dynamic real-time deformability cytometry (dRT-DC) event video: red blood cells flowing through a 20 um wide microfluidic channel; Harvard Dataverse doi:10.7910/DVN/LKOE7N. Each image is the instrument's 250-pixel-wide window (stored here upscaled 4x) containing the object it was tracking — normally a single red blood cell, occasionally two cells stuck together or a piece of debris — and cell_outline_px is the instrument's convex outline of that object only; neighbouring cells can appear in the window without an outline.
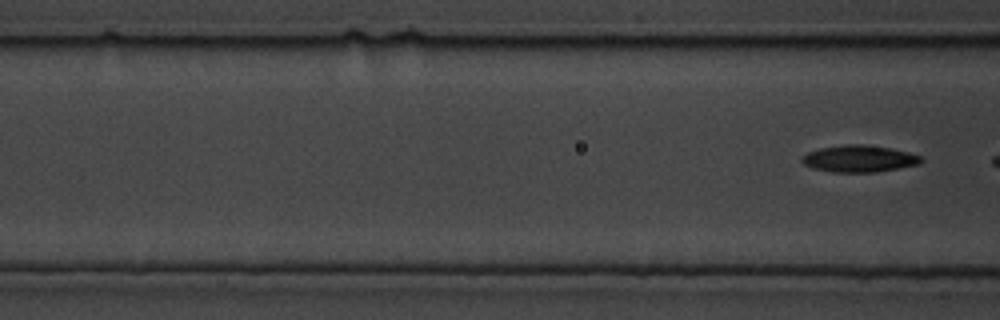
{"species": "common noctule bat (a hibernating species)", "species_latin": "Nyctalus noctula", "temperature_condition": "cold", "stored_images_in_passage": 9, "segment_of_instrument_passage": [2, 2], "camera_frame_rate_fps": 3000, "um_per_image_px": 0.085, "animal": {"sex": "male", "body_mass_g": 19.5, "forearm_length_mm": 54.6}, "frame": {"image": 1, "passage_image": 9, "time_ms": 2.667, "image_size_px": [1000, 320], "cell_outline_px": [[924, 160], [920, 164], [876, 172], [832, 172], [816, 168], [804, 164], [800, 160], [800, 156], [808, 152], [820, 148], [848, 144], [864, 144], [888, 148], [908, 152], [920, 156]], "centroid_in_image_um": [73.02, 13.49], "position_along_channel_um": 93.6, "area_um2": 18.5}}